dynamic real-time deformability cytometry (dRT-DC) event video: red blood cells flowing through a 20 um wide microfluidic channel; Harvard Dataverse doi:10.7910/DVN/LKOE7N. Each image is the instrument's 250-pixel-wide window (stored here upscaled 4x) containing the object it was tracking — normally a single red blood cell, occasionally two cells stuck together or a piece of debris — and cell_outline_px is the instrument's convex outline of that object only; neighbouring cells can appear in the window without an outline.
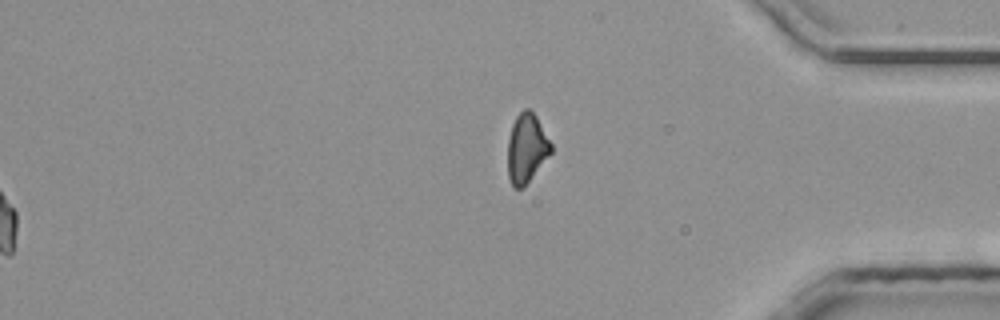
{"species": "common noctule bat (a hibernating species)", "species_latin": "Nyctalus noctula", "temperature_condition": "room temperature", "stored_images_in_passage": 43, "segment_of_instrument_passage": [2, 2], "camera_frame_rate_fps": 3000, "um_per_image_px": 0.085, "animal": {"sex": "male", "body_mass_g": 20.4}, "frame": {"image": 1, "passage_image": 43, "time_ms": 14.0, "image_size_px": [1000, 320], "cell_outline_px": [[552, 152], [524, 188], [512, 188], [508, 176], [508, 140], [512, 124], [516, 116], [524, 108], [528, 108], [536, 116], [552, 144]], "centroid_in_image_um": [44.76, 12.63], "position_along_channel_um": 390.4, "area_um2": 17.57}}